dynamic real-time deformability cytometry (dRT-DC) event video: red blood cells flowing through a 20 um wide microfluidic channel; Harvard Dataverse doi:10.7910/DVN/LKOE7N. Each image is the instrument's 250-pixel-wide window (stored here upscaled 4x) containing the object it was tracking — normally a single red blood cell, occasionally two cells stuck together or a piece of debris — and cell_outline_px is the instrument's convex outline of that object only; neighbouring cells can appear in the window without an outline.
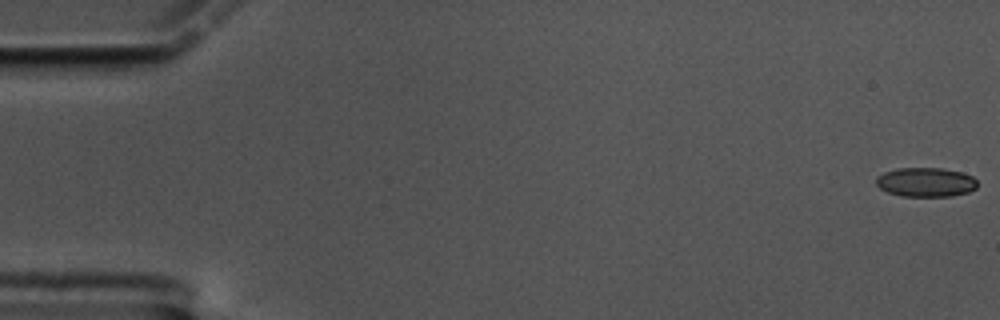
{"species": "common noctule bat (a hibernating species)", "species_latin": "Nyctalus noctula", "temperature_condition": "cold", "stored_images_in_passage": 57, "camera_frame_rate_fps": 3000, "um_per_image_px": 0.085, "animal": {"sex": "male", "body_mass_g": 17.5, "forearm_length_mm": 52.3}, "frame": {"image": 1, "passage_image": 1, "time_ms": 0.0, "image_size_px": [1000, 320], "cell_outline_px": [[976, 188], [968, 192], [952, 196], [900, 196], [888, 192], [880, 188], [876, 184], [876, 176], [884, 172], [896, 168], [940, 168], [964, 172], [972, 176], [976, 180]], "centroid_in_image_um": [78.68, 15.48], "position_along_channel_um": 6.3, "area_um2": 17.34}}
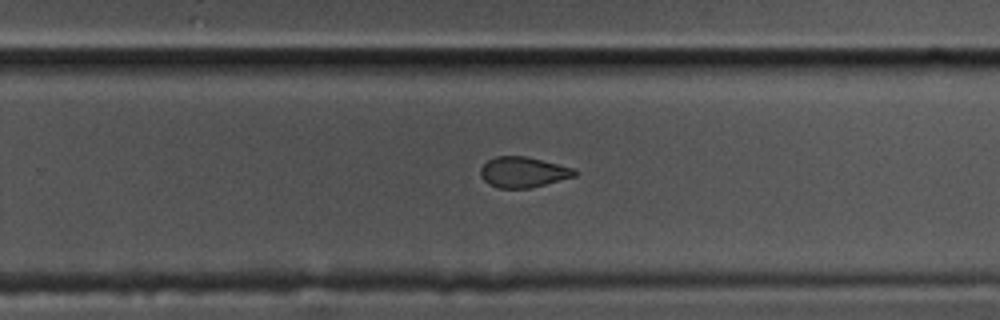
{"frame": {"image": 2, "passage_image": 39, "time_ms": 12.667, "image_size_px": [1000, 320], "cell_outline_px": [[576, 176], [532, 188], [500, 188], [488, 184], [480, 176], [480, 168], [488, 160], [496, 156], [524, 156], [576, 168]], "centroid_in_image_um": [44.47, 14.64], "position_along_channel_um": 285.3, "area_um2": 16.82}}
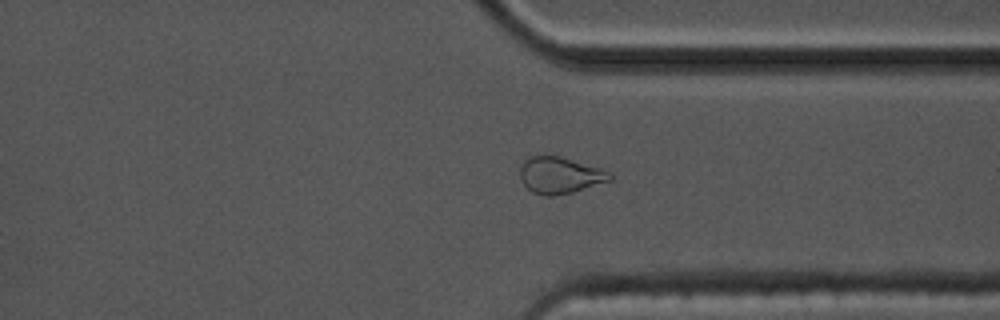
{"frame": {"image": 3, "passage_image": 46, "time_ms": 15.0, "image_size_px": [1000, 320], "cell_outline_px": [[612, 180], [572, 192], [552, 196], [544, 196], [532, 192], [520, 180], [520, 168], [524, 160], [528, 156], [552, 152], [612, 172]], "centroid_in_image_um": [47.57, 14.84], "position_along_channel_um": 363.8, "area_um2": 19.83}}